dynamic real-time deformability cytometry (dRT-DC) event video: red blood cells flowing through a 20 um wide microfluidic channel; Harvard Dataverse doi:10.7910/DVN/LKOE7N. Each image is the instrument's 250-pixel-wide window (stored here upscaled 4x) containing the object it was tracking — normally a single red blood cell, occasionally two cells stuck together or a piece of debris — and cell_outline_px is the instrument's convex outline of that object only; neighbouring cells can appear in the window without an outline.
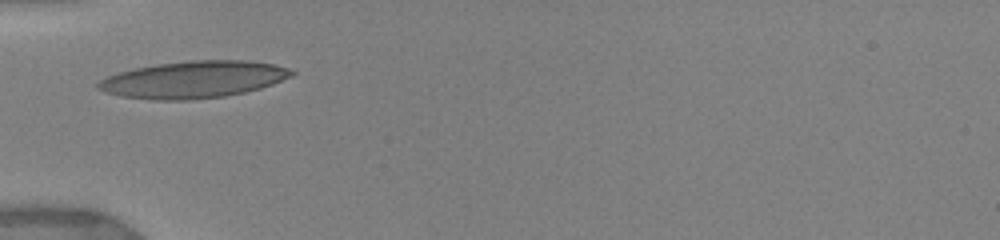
{"species": "human", "species_latin": "Homo sapiens", "temperature_condition": "warm", "stored_images_in_passage": 9, "camera_frame_rate_fps": 3000, "um_per_image_px": 0.085, "donor": {"sex": "female"}, "frame": {"image": 1, "passage_image": 1, "time_ms": 0.0, "image_size_px": [1000, 240], "cell_outline_px": [[296, 72], [292, 76], [272, 84], [260, 88], [244, 92], [224, 96], [188, 100], [156, 100], [120, 96], [104, 92], [96, 88], [96, 84], [100, 80], [108, 76], [120, 72], [136, 68], [156, 64], [188, 60], [248, 60], [276, 64], [288, 68]], "centroid_in_image_um": [16.45, 6.75], "position_along_channel_um": 68.6, "area_um2": 41.73}}